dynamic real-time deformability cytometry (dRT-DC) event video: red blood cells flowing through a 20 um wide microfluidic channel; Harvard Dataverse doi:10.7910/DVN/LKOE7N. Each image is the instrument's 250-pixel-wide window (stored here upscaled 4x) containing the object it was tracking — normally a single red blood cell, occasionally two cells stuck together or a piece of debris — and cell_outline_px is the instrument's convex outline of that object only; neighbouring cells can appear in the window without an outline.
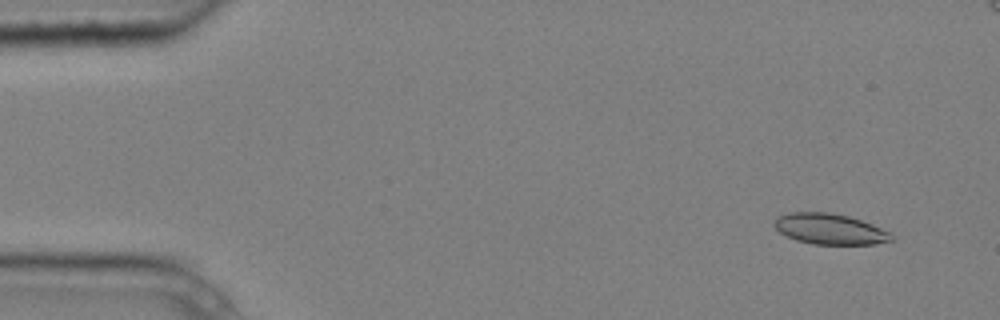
{"species": "common noctule bat (a hibernating species)", "species_latin": "Nyctalus noctula", "temperature_condition": "cold", "stored_images_in_passage": 6, "camera_frame_rate_fps": 3000, "um_per_image_px": 0.085, "animal": {"sex": "male", "body_mass_g": 20.4}, "frame": {"image": 1, "passage_image": 2, "time_ms": 0.333, "image_size_px": [1000, 320], "cell_outline_px": [[892, 240], [876, 244], [812, 244], [796, 240], [780, 232], [772, 224], [776, 216], [788, 212], [832, 212], [848, 216], [872, 224], [888, 232], [892, 236]], "centroid_in_image_um": [70.48, 19.45], "position_along_channel_um": 14.5, "area_um2": 20.92}}